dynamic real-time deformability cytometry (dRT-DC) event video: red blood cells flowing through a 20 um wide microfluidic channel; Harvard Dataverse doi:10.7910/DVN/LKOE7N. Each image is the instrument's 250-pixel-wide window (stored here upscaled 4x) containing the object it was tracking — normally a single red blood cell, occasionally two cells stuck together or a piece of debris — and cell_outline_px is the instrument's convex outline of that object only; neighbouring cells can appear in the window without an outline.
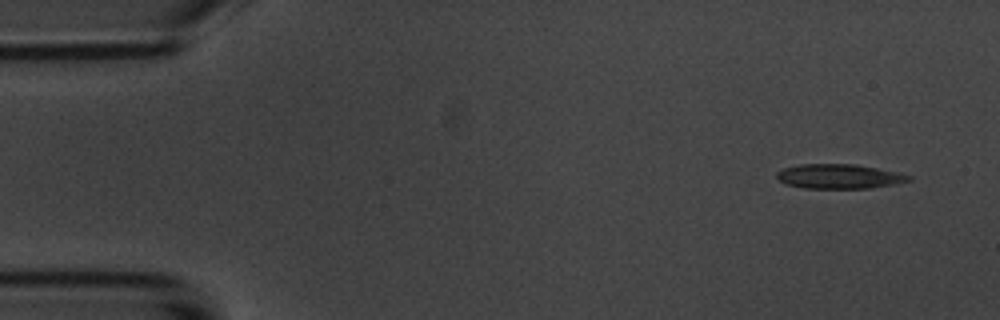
{"species": "common noctule bat (a hibernating species)", "species_latin": "Nyctalus noctula", "temperature_condition": "room temperature", "stored_images_in_passage": 5, "camera_frame_rate_fps": 3000, "um_per_image_px": 0.085, "animal": {"sex": "male", "body_mass_g": 20.1, "forearm_length_mm": 53.5}, "frame": {"image": 1, "passage_image": 1, "time_ms": 0.0, "image_size_px": [1000, 320], "cell_outline_px": [[912, 180], [872, 188], [804, 188], [784, 184], [776, 176], [776, 172], [784, 168], [800, 164], [856, 164], [876, 168], [912, 176]], "centroid_in_image_um": [71.28, 14.99], "position_along_channel_um": 13.7, "area_um2": 18.73}}
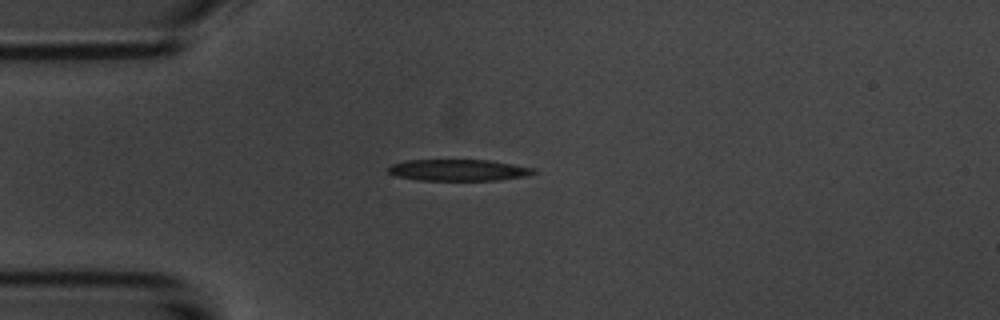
{"frame": {"image": 2, "passage_image": 3, "time_ms": 3.333, "image_size_px": [1000, 320], "cell_outline_px": [[536, 172], [524, 176], [496, 180], [420, 180], [396, 176], [388, 172], [388, 168], [392, 164], [404, 160], [492, 160], [536, 168]], "centroid_in_image_um": [38.97, 14.45], "position_along_channel_um": 46.0, "area_um2": 18.15}}